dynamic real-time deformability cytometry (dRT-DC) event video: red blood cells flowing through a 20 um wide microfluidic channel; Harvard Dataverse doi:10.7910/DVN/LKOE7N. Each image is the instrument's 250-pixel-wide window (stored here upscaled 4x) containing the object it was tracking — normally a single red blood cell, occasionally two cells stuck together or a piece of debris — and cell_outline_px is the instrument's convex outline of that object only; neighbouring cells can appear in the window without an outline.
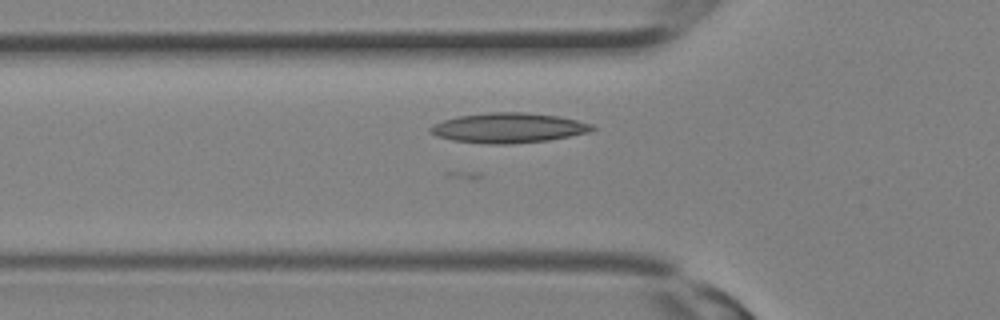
{"species": "Egyptian fruit bat (a non-hibernating species)", "species_latin": "Rousettus aegyptiacus", "temperature_condition": "room temperature", "stored_images_in_passage": 27, "camera_frame_rate_fps": 3000, "um_per_image_px": 0.085, "animal": {"sex": "female"}, "frame": {"image": 1, "passage_image": 12, "time_ms": 3.667, "image_size_px": [1000, 320], "cell_outline_px": [[596, 128], [592, 132], [548, 140], [508, 144], [488, 144], [452, 140], [436, 136], [428, 132], [428, 128], [432, 124], [456, 116], [488, 112], [524, 112], [560, 116], [592, 124]], "centroid_in_image_um": [43.2, 10.86], "position_along_channel_um": 82.6, "area_um2": 28.5}}
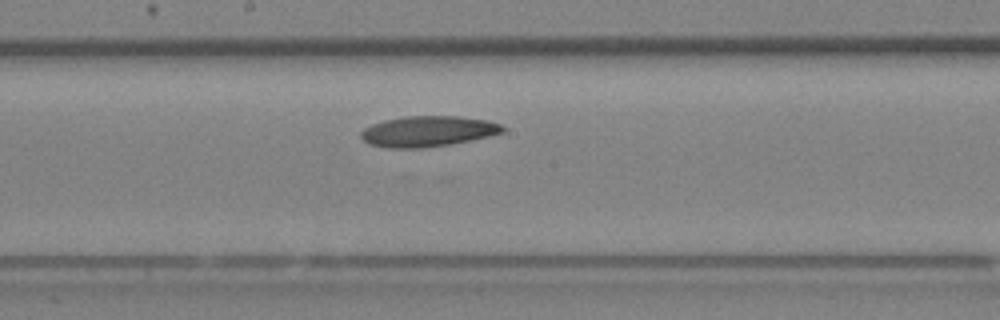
{"frame": {"image": 2, "passage_image": 18, "time_ms": 5.667, "image_size_px": [1000, 320], "cell_outline_px": [[504, 132], [488, 136], [448, 144], [424, 148], [388, 148], [368, 144], [360, 136], [360, 132], [364, 128], [372, 124], [384, 120], [404, 116], [456, 116], [488, 120], [500, 124], [504, 128]], "centroid_in_image_um": [36.32, 11.16], "position_along_channel_um": 211.9, "area_um2": 25.2}}
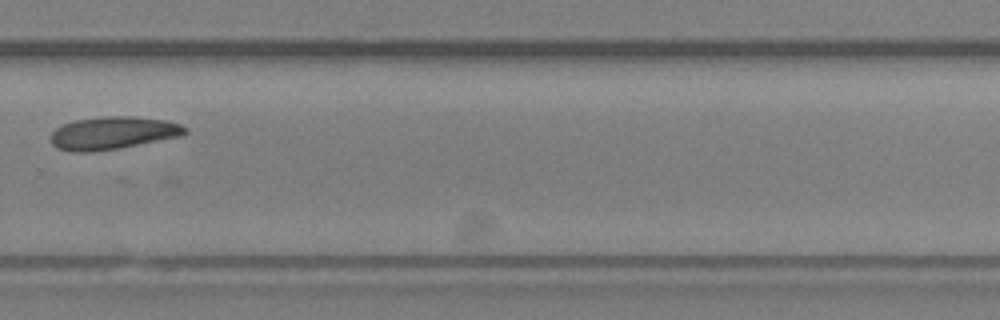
{"frame": {"image": 3, "passage_image": 23, "time_ms": 7.333, "image_size_px": [1000, 320], "cell_outline_px": [[188, 132], [180, 136], [120, 148], [92, 152], [72, 152], [56, 148], [52, 144], [52, 132], [56, 128], [64, 124], [76, 120], [104, 116], [136, 116], [164, 120], [180, 124], [188, 128]], "centroid_in_image_um": [9.6, 11.31], "position_along_channel_um": 320.2, "area_um2": 25.61}}